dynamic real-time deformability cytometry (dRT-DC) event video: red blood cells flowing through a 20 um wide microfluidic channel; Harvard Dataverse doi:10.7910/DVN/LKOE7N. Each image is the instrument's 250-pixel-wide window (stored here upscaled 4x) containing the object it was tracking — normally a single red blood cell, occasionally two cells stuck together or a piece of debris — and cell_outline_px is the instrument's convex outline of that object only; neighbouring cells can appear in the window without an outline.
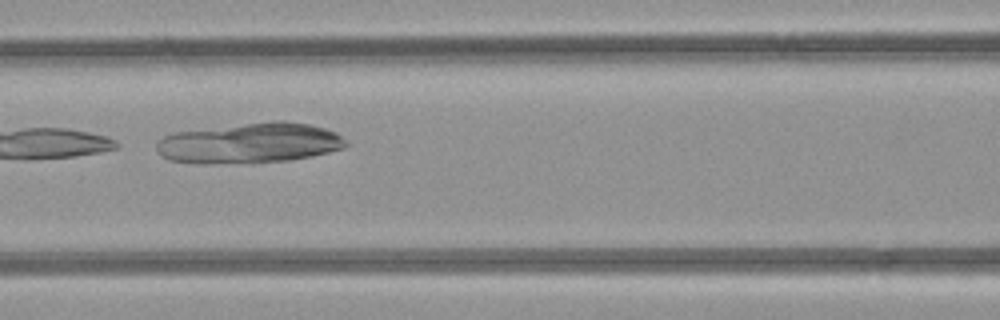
{"species": "common noctule bat (a hibernating species)", "species_latin": "Nyctalus noctula", "temperature_condition": "room temperature", "stored_images_in_passage": 5, "camera_frame_rate_fps": 3000, "um_per_image_px": 0.085, "animal": {"sex": "female", "body_mass_g": 21.9}, "frame": {"image": 1, "passage_image": 5, "time_ms": 4.667, "image_size_px": [1000, 320], "cell_outline_px": [[348, 144], [344, 148], [312, 156], [288, 160], [252, 164], [200, 164], [168, 160], [160, 156], [156, 152], [156, 144], [164, 136], [172, 132], [272, 120], [284, 120], [308, 124], [324, 128], [336, 132]], "centroid_in_image_um": [21.17, 12.18], "position_along_channel_um": 145.4, "area_um2": 45.32}}